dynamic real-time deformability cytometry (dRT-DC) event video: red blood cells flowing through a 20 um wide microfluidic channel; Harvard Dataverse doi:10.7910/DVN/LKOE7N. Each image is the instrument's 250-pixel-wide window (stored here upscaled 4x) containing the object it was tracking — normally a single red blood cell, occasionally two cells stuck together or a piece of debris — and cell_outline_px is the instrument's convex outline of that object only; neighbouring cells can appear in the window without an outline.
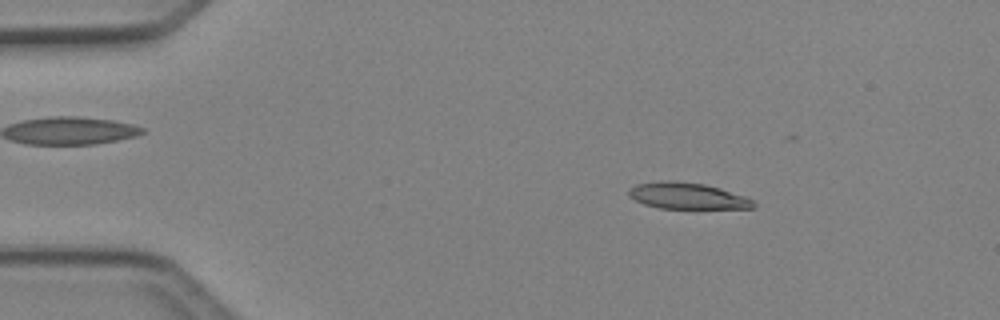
{"species": "Egyptian fruit bat (a non-hibernating species)", "species_latin": "Rousettus aegyptiacus", "temperature_condition": "cold", "stored_images_in_passage": 38, "camera_frame_rate_fps": 3000, "um_per_image_px": 0.085, "animal": {"sex": "female"}, "frame": {"image": 1, "passage_image": 4, "time_ms": 1.0, "image_size_px": [1000, 320], "cell_outline_px": [[756, 208], [660, 208], [644, 204], [628, 196], [628, 188], [636, 184], [660, 180], [676, 180], [704, 184], [720, 188], [744, 196], [752, 200], [756, 204]], "centroid_in_image_um": [58.38, 16.63], "position_along_channel_um": 26.6, "area_um2": 19.19}}
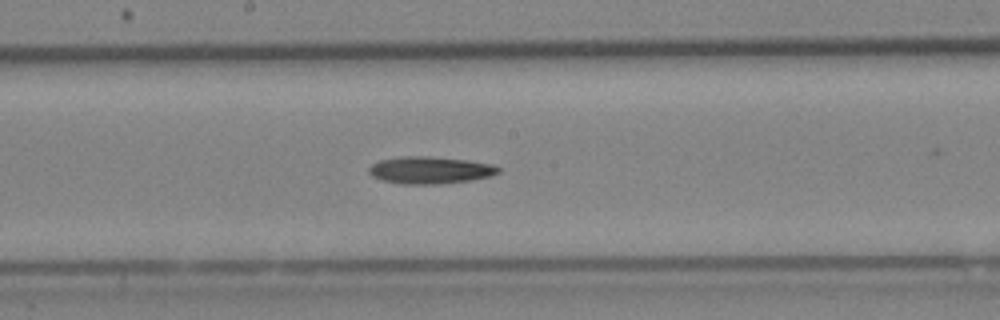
{"frame": {"image": 2, "passage_image": 22, "time_ms": 7.0, "image_size_px": [1000, 320], "cell_outline_px": [[500, 172], [492, 176], [472, 180], [440, 184], [400, 184], [384, 180], [372, 176], [368, 172], [368, 168], [372, 164], [380, 160], [404, 156], [428, 156], [468, 160], [492, 164], [500, 168]], "centroid_in_image_um": [36.58, 14.46], "position_along_channel_um": 211.6, "area_um2": 20.58}}
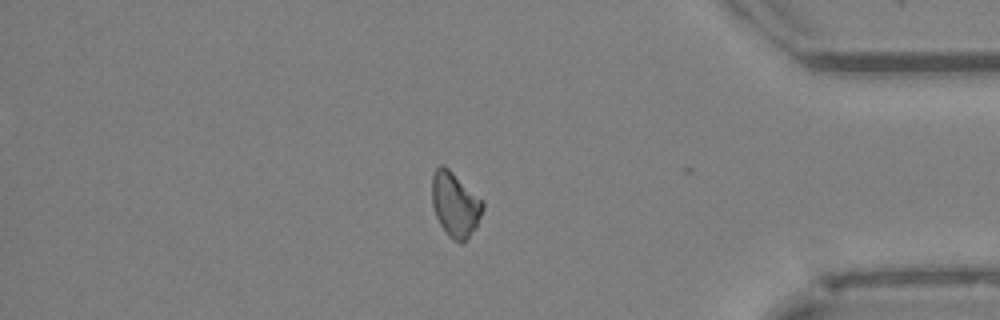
{"frame": {"image": 3, "passage_image": 37, "time_ms": 12.0, "image_size_px": [1000, 320], "cell_outline_px": [[484, 208], [476, 228], [460, 244], [452, 240], [448, 236], [440, 224], [436, 216], [432, 204], [432, 176], [436, 168], [440, 164], [444, 164], [484, 200]], "centroid_in_image_um": [38.7, 17.36], "position_along_channel_um": 396.5, "area_um2": 19.36}}